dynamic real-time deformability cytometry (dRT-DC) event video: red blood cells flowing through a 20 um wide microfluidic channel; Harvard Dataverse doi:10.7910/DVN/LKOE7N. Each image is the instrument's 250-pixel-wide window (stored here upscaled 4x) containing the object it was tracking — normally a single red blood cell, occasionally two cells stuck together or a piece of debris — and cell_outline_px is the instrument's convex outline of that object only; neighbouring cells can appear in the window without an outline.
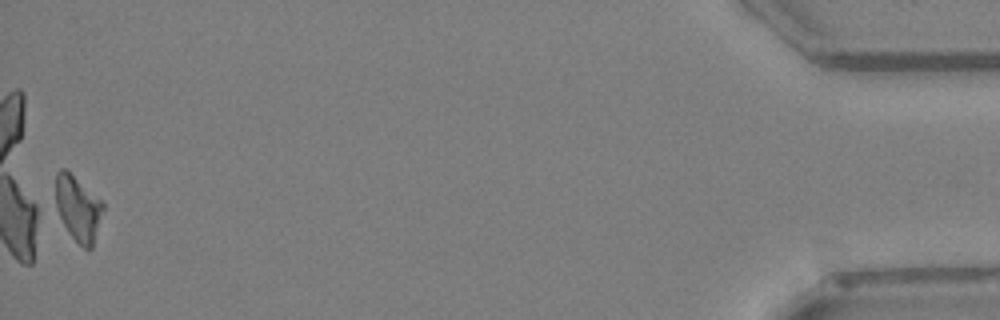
{"species": "Egyptian fruit bat (a non-hibernating species)", "species_latin": "Rousettus aegyptiacus", "temperature_condition": "warm", "stored_images_in_passage": 34, "camera_frame_rate_fps": 3000, "um_per_image_px": 0.085, "animal": {"sex": "female"}, "frame": {"image": 1, "passage_image": 34, "time_ms": 11.0, "image_size_px": [1000, 320], "cell_outline_px": [[104, 208], [92, 248], [88, 252], [68, 232], [52, 204], [56, 172], [60, 168], [64, 168], [100, 200], [104, 204]], "centroid_in_image_um": [6.56, 17.71], "position_along_channel_um": 428.6, "area_um2": 18.26}}